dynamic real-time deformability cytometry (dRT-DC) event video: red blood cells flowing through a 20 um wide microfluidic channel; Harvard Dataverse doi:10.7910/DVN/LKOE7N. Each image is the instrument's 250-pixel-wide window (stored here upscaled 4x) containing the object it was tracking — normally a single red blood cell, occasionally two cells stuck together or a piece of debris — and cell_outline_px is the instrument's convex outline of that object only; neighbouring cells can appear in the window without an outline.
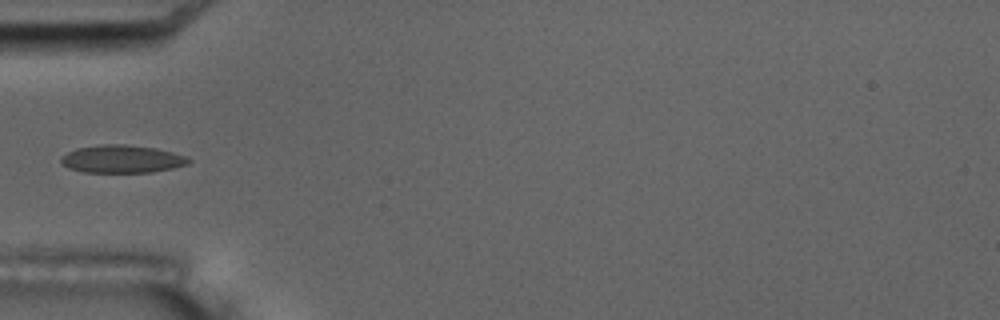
{"species": "common noctule bat (a hibernating species)", "species_latin": "Nyctalus noctula", "temperature_condition": "room temperature", "stored_images_in_passage": 16, "camera_frame_rate_fps": 3000, "um_per_image_px": 0.085, "animal": {"sex": "male", "body_mass_g": 17.5, "forearm_length_mm": 52.3}, "frame": {"image": 1, "passage_image": 5, "time_ms": 5.333, "image_size_px": [1000, 320], "cell_outline_px": [[192, 160], [188, 164], [172, 168], [152, 172], [84, 172], [68, 168], [60, 164], [60, 156], [76, 148], [104, 144], [124, 144], [156, 148], [172, 152], [184, 156]], "centroid_in_image_um": [10.32, 13.51], "position_along_channel_um": 74.7, "area_um2": 20.69}, "authors_computed_cell_mechanics": {"area_um2": 19.8254, "velocity_mm_per_s": 3.5541, "shape_relaxation_time_tau1_ms": 5.2699, "shape_relaxation_time_tau2_ms": 0.9098, "deformation_change_tau1": 0.1456, "deformation_change_tau2": 0.0602}}